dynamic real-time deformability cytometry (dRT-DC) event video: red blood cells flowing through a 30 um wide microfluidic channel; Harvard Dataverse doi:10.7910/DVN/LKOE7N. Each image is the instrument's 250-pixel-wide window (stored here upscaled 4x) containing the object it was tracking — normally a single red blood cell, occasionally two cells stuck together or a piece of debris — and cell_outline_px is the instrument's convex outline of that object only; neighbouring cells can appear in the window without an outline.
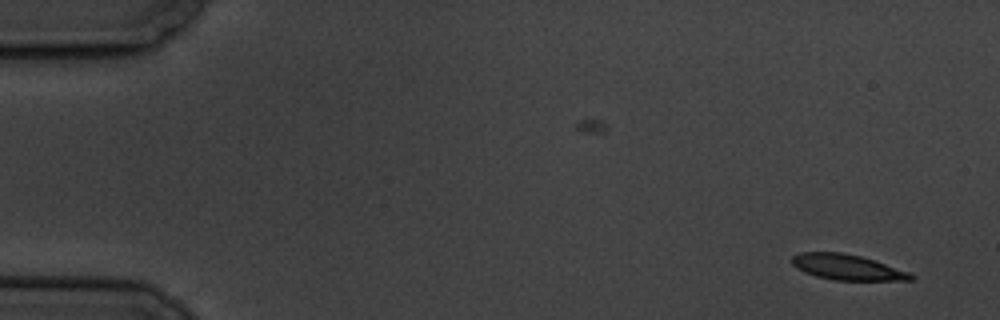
{"species": "common noctule bat (a hibernating species)", "species_latin": "Nyctalus noctula", "temperature_condition": "cold", "stored_images_in_passage": 11, "camera_frame_rate_fps": 3000, "um_per_image_px": 0.085, "animal": {"sex": "male", "body_mass_g": 19.5, "forearm_length_mm": 54.6}, "frame": {"image": 1, "passage_image": 1, "time_ms": 0.0, "image_size_px": [1000, 320], "cell_outline_px": [[916, 280], [832, 280], [816, 276], [804, 272], [796, 268], [792, 264], [792, 256], [800, 252], [844, 252], [860, 256], [908, 272], [916, 276]], "centroid_in_image_um": [71.97, 22.71], "position_along_channel_um": 13.0, "area_um2": 17.57}}
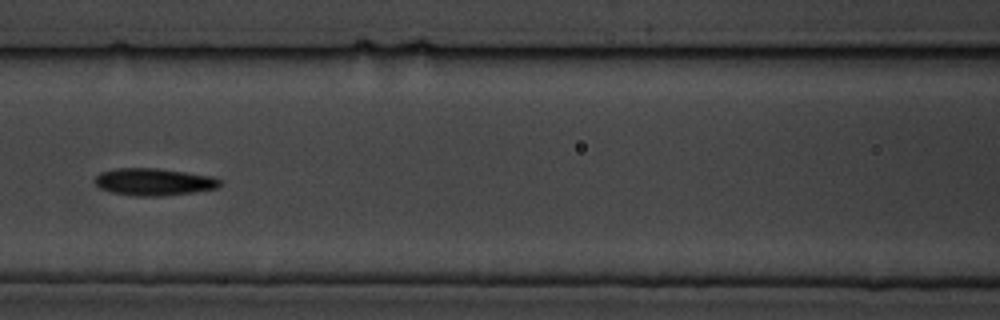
{"frame": {"image": 2, "passage_image": 7, "time_ms": 7.667, "image_size_px": [1000, 320], "cell_outline_px": [[220, 184], [216, 188], [196, 192], [160, 196], [136, 196], [112, 192], [100, 188], [96, 184], [96, 176], [100, 172], [116, 168], [156, 168], [212, 176], [220, 180]], "centroid_in_image_um": [13.07, 15.46], "position_along_channel_um": 153.5, "area_um2": 19.65}}
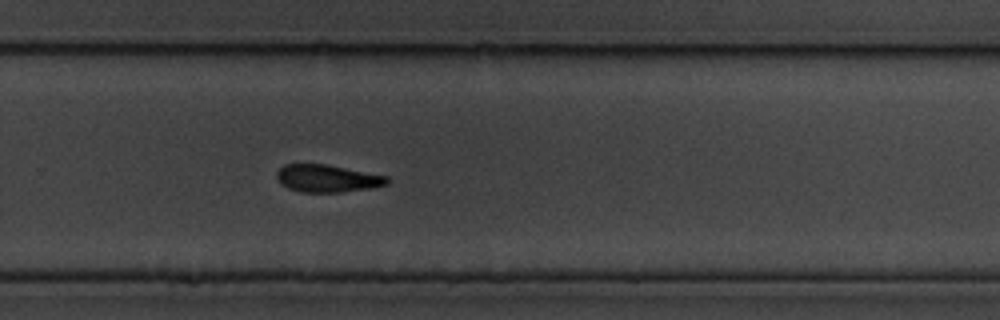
{"frame": {"image": 3, "passage_image": 11, "time_ms": 12.0, "image_size_px": [1000, 320], "cell_outline_px": [[388, 184], [368, 188], [340, 192], [300, 192], [288, 188], [280, 184], [276, 176], [276, 172], [284, 164], [324, 164], [388, 176]], "centroid_in_image_um": [27.77, 15.16], "position_along_channel_um": 302.0, "area_um2": 17.51}}